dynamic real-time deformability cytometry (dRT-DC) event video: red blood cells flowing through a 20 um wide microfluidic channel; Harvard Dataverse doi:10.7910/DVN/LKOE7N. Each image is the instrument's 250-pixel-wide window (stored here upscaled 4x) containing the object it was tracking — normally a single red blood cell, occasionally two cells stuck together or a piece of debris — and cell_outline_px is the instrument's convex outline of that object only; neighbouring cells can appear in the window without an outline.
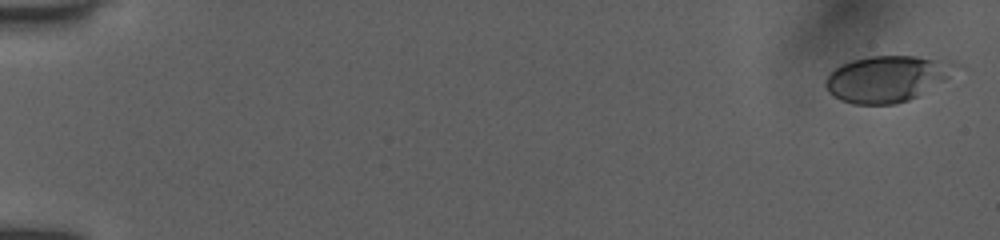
{"species": "human", "species_latin": "Homo sapiens", "temperature_condition": "room temperature", "stored_images_in_passage": 18, "camera_frame_rate_fps": 3000, "um_per_image_px": 0.085, "donor": {"sex": "female"}, "frame": {"image": 1, "passage_image": 1, "time_ms": 0.0, "image_size_px": [1000, 240], "cell_outline_px": [[964, 68], [944, 80], [916, 96], [908, 100], [896, 104], [852, 104], [840, 100], [828, 92], [824, 84], [824, 80], [840, 64], [852, 60], [868, 56], [916, 56], [952, 60], [964, 64]], "centroid_in_image_um": [75.46, 6.66], "position_along_channel_um": 9.5, "area_um2": 35.49}}
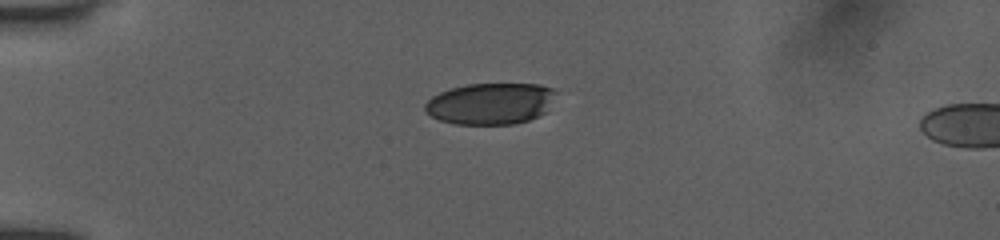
{"frame": {"image": 2, "passage_image": 12, "time_ms": 4.333, "image_size_px": [1000, 240], "cell_outline_px": [[556, 92], [548, 112], [540, 116], [528, 120], [512, 124], [452, 124], [440, 120], [424, 112], [424, 104], [432, 96], [440, 92], [452, 88], [468, 84], [540, 84], [552, 88]], "centroid_in_image_um": [41.7, 8.81], "position_along_channel_um": 43.3, "area_um2": 31.85}}
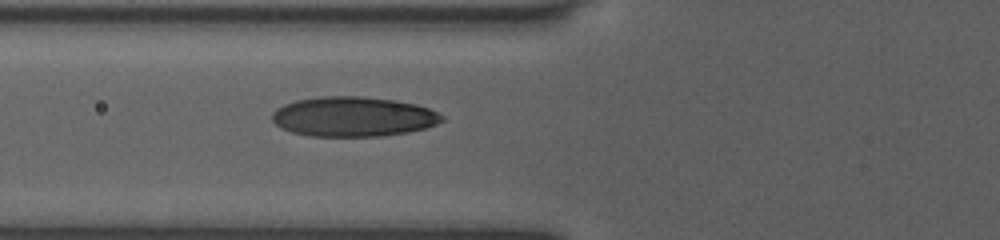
{"frame": {"image": 3, "passage_image": 18, "time_ms": 6.667, "image_size_px": [1000, 240], "cell_outline_px": [[444, 120], [436, 124], [424, 128], [408, 132], [380, 136], [312, 136], [292, 132], [276, 124], [272, 120], [272, 112], [276, 108], [284, 104], [296, 100], [320, 96], [360, 96], [396, 100], [416, 104], [428, 108], [444, 116]], "centroid_in_image_um": [30.02, 9.9], "position_along_channel_um": 95.8, "area_um2": 39.36}}